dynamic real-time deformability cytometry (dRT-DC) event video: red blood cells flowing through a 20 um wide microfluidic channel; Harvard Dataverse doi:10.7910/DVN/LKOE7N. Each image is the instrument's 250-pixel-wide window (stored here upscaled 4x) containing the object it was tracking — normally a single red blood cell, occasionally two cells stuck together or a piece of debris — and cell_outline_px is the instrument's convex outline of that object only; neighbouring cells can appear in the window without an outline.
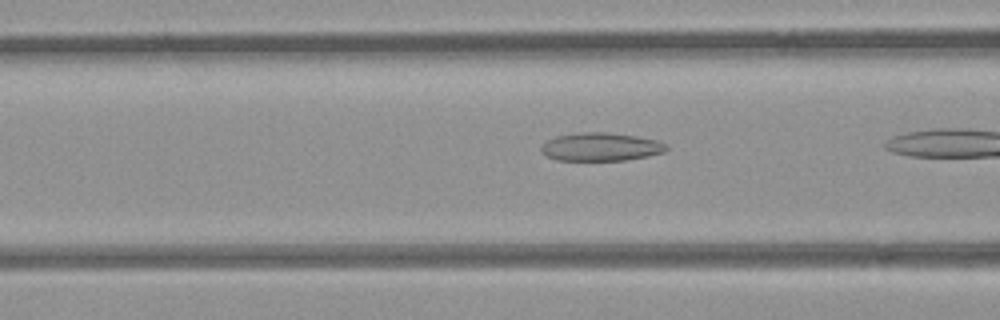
{"species": "common noctule bat (a hibernating species)", "species_latin": "Nyctalus noctula", "temperature_condition": "room temperature", "stored_images_in_passage": 28, "camera_frame_rate_fps": 3000, "um_per_image_px": 0.085, "animal": {"sex": "female", "body_mass_g": 21.9}, "frame": {"image": 1, "passage_image": 6, "time_ms": 1.667, "image_size_px": [1000, 320], "cell_outline_px": [[668, 148], [664, 152], [648, 156], [624, 160], [556, 160], [540, 152], [540, 148], [548, 140], [556, 136], [584, 132], [608, 132], [636, 136], [656, 140], [668, 144]], "centroid_in_image_um": [51.09, 12.48], "position_along_channel_um": 115.5, "area_um2": 20.52}}
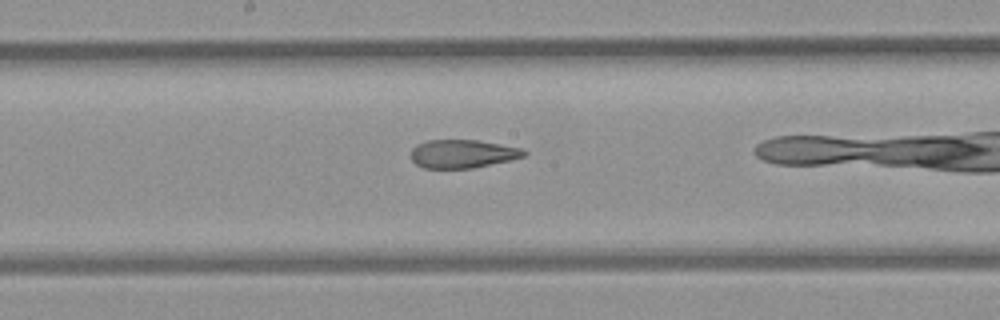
{"frame": {"image": 2, "passage_image": 13, "time_ms": 4.0, "image_size_px": [1000, 320], "cell_outline_px": [[528, 152], [524, 156], [508, 160], [472, 168], [424, 168], [416, 164], [412, 160], [412, 148], [416, 144], [428, 140], [480, 140], [524, 148]], "centroid_in_image_um": [39.33, 13.06], "position_along_channel_um": 208.9, "area_um2": 18.67}}
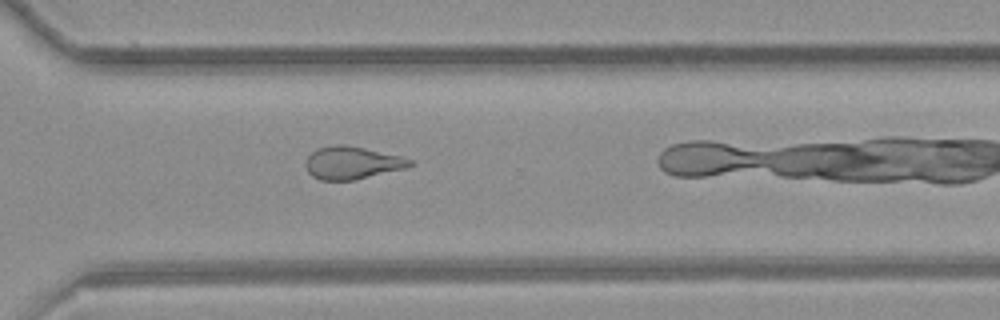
{"frame": {"image": 3, "passage_image": 23, "time_ms": 7.333, "image_size_px": [1000, 320], "cell_outline_px": [[412, 164], [408, 168], [352, 180], [320, 180], [312, 176], [308, 172], [304, 164], [308, 156], [316, 148], [332, 144], [344, 144], [364, 148], [400, 156], [412, 160]], "centroid_in_image_um": [29.89, 13.83], "position_along_channel_um": 340.7, "area_um2": 19.88}}